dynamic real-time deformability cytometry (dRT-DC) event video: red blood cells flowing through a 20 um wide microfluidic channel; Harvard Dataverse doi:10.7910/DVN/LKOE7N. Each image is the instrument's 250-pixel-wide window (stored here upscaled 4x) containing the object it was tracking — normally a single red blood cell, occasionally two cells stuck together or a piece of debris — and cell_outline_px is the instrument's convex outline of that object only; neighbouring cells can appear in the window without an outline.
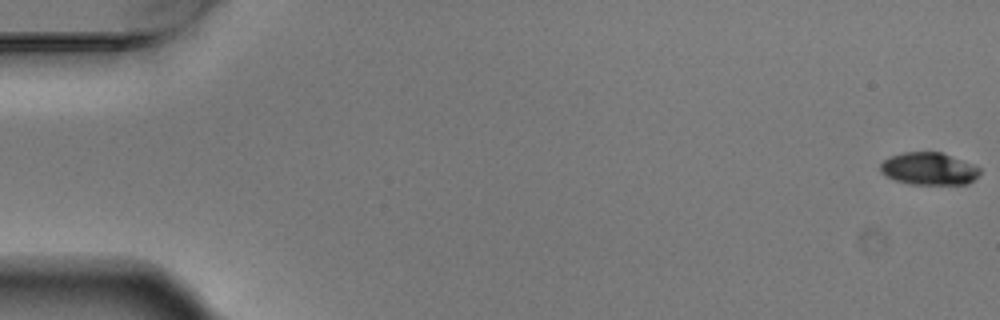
{"species": "Egyptian fruit bat (a non-hibernating species)", "species_latin": "Rousettus aegyptiacus", "temperature_condition": "warm", "stored_images_in_passage": 6, "camera_frame_rate_fps": 3000, "um_per_image_px": 0.085, "animal": {"sex": "male"}, "frame": {"image": 1, "passage_image": 1, "time_ms": 0.0, "image_size_px": [1000, 320], "cell_outline_px": [[980, 172], [968, 184], [908, 184], [896, 180], [880, 172], [880, 164], [888, 156], [904, 152], [940, 152], [972, 164], [980, 168]], "centroid_in_image_um": [78.92, 14.34], "position_along_channel_um": 6.1, "area_um2": 18.61}}